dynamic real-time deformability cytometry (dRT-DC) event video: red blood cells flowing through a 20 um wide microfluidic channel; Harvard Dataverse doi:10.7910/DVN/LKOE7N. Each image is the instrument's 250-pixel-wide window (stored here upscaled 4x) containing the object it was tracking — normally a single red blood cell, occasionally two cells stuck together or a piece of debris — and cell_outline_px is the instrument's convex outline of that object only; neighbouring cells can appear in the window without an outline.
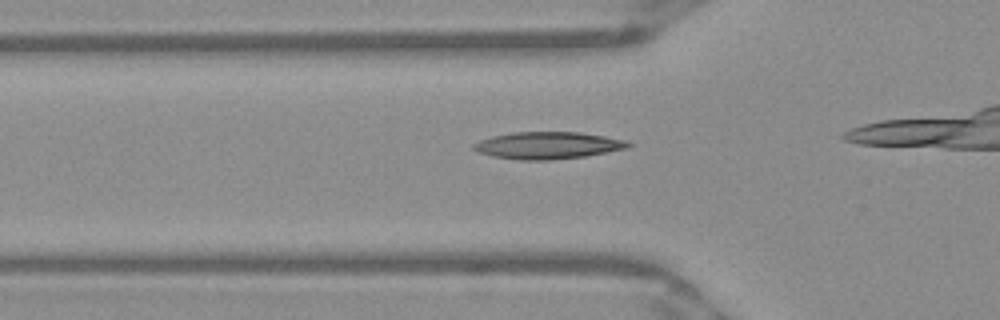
{"species": "Egyptian fruit bat (a non-hibernating species)", "species_latin": "Rousettus aegyptiacus", "temperature_condition": "warm", "stored_images_in_passage": 9, "camera_frame_rate_fps": 3000, "um_per_image_px": 0.085, "frame": {"image": 1, "passage_image": 4, "time_ms": 1.0, "image_size_px": [1000, 320], "cell_outline_px": [[632, 144], [628, 148], [608, 152], [584, 156], [552, 160], [520, 160], [492, 156], [476, 152], [472, 148], [472, 144], [480, 140], [492, 136], [512, 132], [580, 132], [628, 140]], "centroid_in_image_um": [46.55, 12.36], "position_along_channel_um": 79.2, "area_um2": 24.57}}
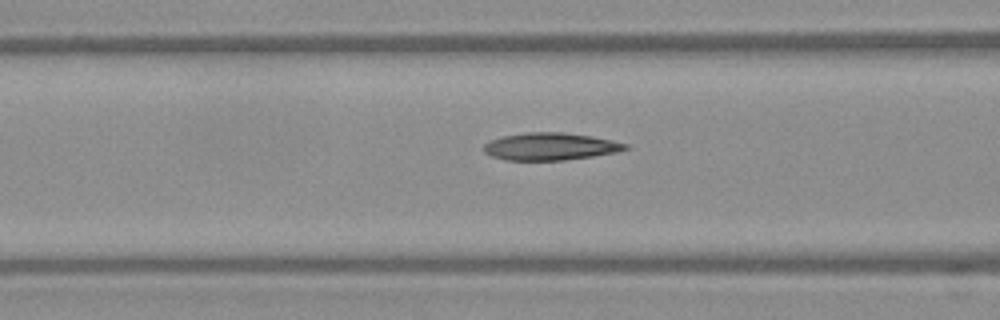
{"frame": {"image": 2, "passage_image": 7, "time_ms": 2.0, "image_size_px": [1000, 320], "cell_outline_px": [[632, 148], [616, 152], [592, 156], [564, 160], [508, 160], [492, 156], [484, 152], [484, 144], [492, 140], [504, 136], [524, 132], [564, 132], [592, 136], [612, 140], [628, 144]], "centroid_in_image_um": [46.82, 12.44], "position_along_channel_um": 119.8, "area_um2": 22.54}}